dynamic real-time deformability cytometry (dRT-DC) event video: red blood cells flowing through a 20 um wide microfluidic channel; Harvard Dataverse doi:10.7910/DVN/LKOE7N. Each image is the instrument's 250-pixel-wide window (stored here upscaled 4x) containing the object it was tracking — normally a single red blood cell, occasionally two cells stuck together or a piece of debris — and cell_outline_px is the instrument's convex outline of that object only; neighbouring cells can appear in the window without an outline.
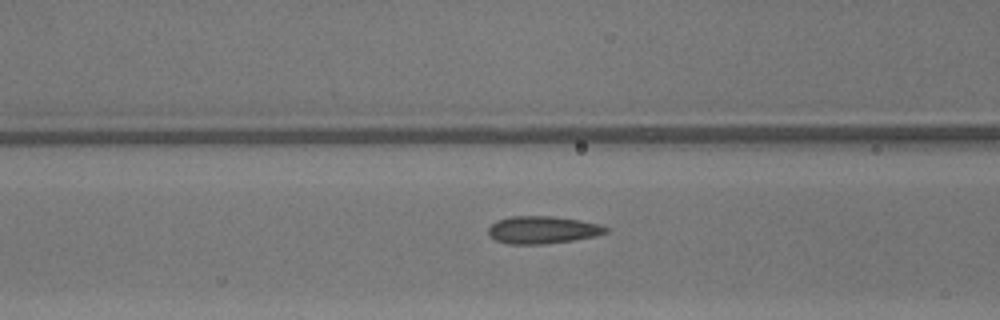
{"species": "common noctule bat (a hibernating species)", "species_latin": "Nyctalus noctula", "temperature_condition": "warm", "stored_images_in_passage": 13, "camera_frame_rate_fps": 3000, "um_per_image_px": 0.085, "animal": {"sex": "male", "body_mass_g": 13.3}, "frame": {"image": 1, "passage_image": 11, "time_ms": 3.333, "image_size_px": [1000, 320], "cell_outline_px": [[608, 232], [596, 236], [572, 240], [544, 244], [508, 244], [496, 240], [488, 232], [488, 228], [496, 220], [512, 216], [552, 216], [580, 220], [600, 224], [608, 228]], "centroid_in_image_um": [46.13, 19.53], "position_along_channel_um": 120.5, "area_um2": 18.79}}